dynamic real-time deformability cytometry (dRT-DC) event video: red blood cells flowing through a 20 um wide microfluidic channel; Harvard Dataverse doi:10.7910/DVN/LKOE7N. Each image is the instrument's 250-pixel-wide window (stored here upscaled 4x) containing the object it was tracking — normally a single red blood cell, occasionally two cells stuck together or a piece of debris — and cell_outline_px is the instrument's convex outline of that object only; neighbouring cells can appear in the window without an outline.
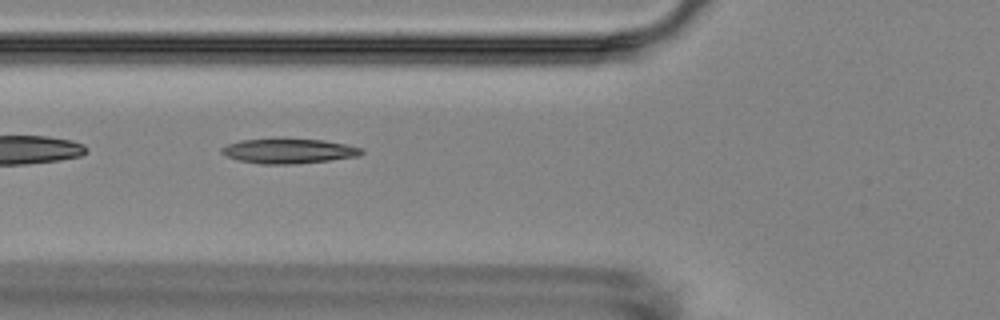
{"species": "Egyptian fruit bat (a non-hibernating species)", "species_latin": "Rousettus aegyptiacus", "temperature_condition": "room temperature", "stored_images_in_passage": 3, "camera_frame_rate_fps": 3000, "um_per_image_px": 0.085, "animal": {"sex": "female"}, "frame": {"image": 1, "passage_image": 3, "time_ms": 2.333, "image_size_px": [1000, 320], "cell_outline_px": [[364, 152], [360, 156], [328, 160], [292, 164], [260, 164], [240, 160], [224, 156], [220, 152], [220, 148], [228, 144], [240, 140], [284, 136], [324, 140], [364, 148]], "centroid_in_image_um": [24.51, 12.79], "position_along_channel_um": 101.3, "area_um2": 21.04}}